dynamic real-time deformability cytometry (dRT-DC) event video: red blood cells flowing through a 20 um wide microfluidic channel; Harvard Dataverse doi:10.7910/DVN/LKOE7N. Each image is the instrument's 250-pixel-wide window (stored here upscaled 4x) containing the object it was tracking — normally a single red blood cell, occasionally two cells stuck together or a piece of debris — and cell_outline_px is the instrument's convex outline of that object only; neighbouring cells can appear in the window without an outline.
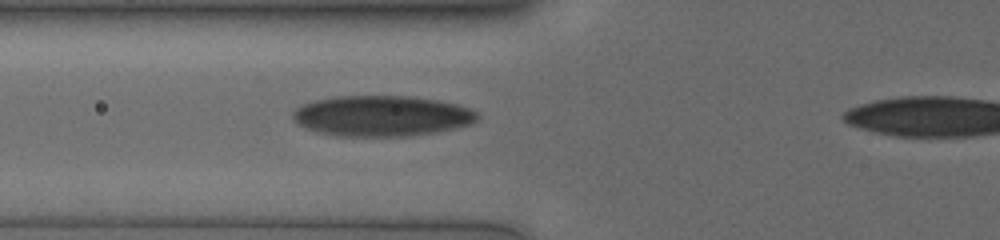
{"species": "human", "species_latin": "Homo sapiens", "temperature_condition": "cold", "stored_images_in_passage": 42, "camera_frame_rate_fps": 3000, "um_per_image_px": 0.085, "donor": {"sex": "male"}, "frame": {"image": 1, "passage_image": 13, "time_ms": 4.0, "image_size_px": [1000, 240], "cell_outline_px": [[480, 116], [472, 124], [456, 128], [436, 132], [408, 136], [340, 136], [320, 132], [308, 128], [292, 120], [292, 112], [296, 108], [312, 100], [336, 96], [408, 96], [436, 100], [456, 104], [468, 108], [476, 112]], "centroid_in_image_um": [32.45, 9.85], "position_along_channel_um": 93.3, "area_um2": 43.64}}
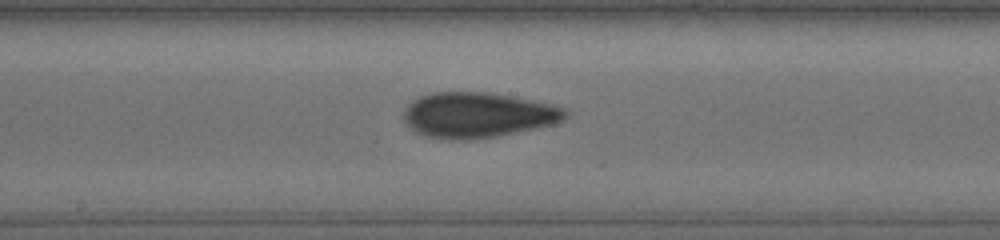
{"frame": {"image": 2, "passage_image": 22, "time_ms": 7.0, "image_size_px": [1000, 240], "cell_outline_px": [[568, 116], [552, 124], [496, 136], [464, 140], [448, 140], [428, 136], [416, 132], [404, 120], [404, 108], [412, 100], [420, 96], [432, 92], [488, 92], [512, 96], [552, 104], [564, 108], [568, 112]], "centroid_in_image_um": [40.58, 9.76], "position_along_channel_um": 207.6, "area_um2": 42.43}}
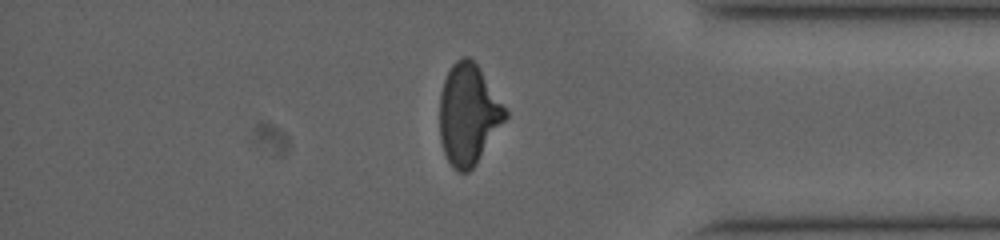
{"frame": {"image": 3, "passage_image": 38, "time_ms": 12.333, "image_size_px": [1000, 240], "cell_outline_px": [[508, 116], [476, 164], [468, 172], [456, 172], [452, 168], [444, 152], [440, 140], [440, 92], [444, 80], [452, 64], [456, 60], [464, 56], [468, 56], [480, 68], [508, 112]], "centroid_in_image_um": [39.8, 9.73], "position_along_channel_um": 395.4, "area_um2": 38.38}}